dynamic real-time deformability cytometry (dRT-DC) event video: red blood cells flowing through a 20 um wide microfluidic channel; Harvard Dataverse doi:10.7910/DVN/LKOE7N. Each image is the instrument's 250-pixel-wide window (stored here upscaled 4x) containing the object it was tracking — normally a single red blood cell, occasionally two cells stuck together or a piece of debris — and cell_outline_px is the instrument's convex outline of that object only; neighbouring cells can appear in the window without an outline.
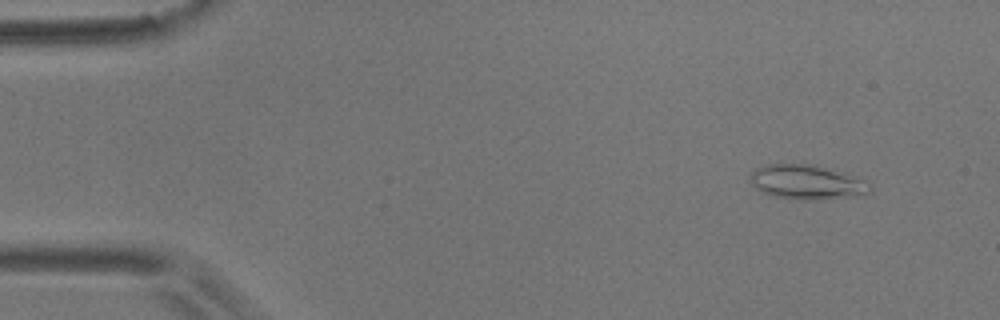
{"species": "common noctule bat (a hibernating species)", "species_latin": "Nyctalus noctula", "temperature_condition": "room temperature", "stored_images_in_passage": 4, "camera_frame_rate_fps": 3000, "um_per_image_px": 0.085, "animal": {"sex": "male", "body_mass_g": 17.9}, "frame": {"image": 1, "passage_image": 1, "time_ms": 0.0, "image_size_px": [1000, 320], "cell_outline_px": [[872, 192], [864, 196], [824, 200], [800, 200], [772, 196], [760, 192], [752, 184], [752, 172], [756, 168], [764, 164], [808, 164], [832, 168], [844, 172], [860, 180], [872, 188]], "centroid_in_image_um": [68.61, 15.51], "position_along_channel_um": 16.4, "area_um2": 24.39}}